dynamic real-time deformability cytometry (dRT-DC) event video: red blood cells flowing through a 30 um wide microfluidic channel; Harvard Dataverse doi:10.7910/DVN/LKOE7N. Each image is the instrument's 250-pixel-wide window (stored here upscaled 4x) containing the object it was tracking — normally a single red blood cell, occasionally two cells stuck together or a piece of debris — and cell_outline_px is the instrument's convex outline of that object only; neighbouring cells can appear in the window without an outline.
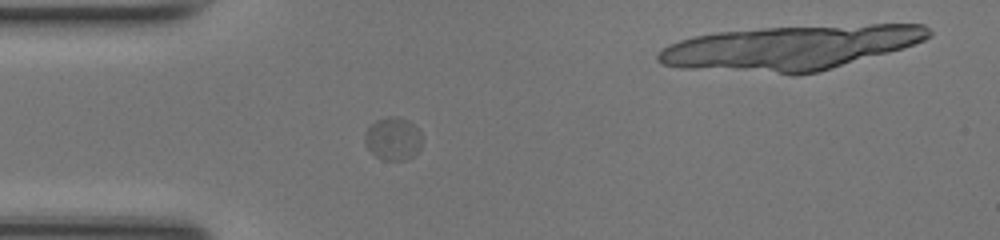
{"species": "common noctule bat (a hibernating species)", "species_latin": "Nyctalus noctula", "temperature_condition": "room temperature", "stored_images_in_passage": 37, "camera_frame_rate_fps": 3000, "um_per_image_px": 0.085, "animal": {"sex": "female", "body_mass_g": 17.0, "forearm_length_mm": 48.0}, "frame": {"image": 1, "passage_image": 1, "time_ms": 0.0, "image_size_px": [1000, 240], "cell_outline_px": [[420, 148], [412, 156], [404, 160], [384, 160], [376, 156], [364, 144], [364, 132], [376, 120], [388, 116], [400, 116], [408, 120], [420, 132]], "centroid_in_image_um": [33.37, 11.77], "position_along_channel_um": 51.6, "area_um2": 14.22}}
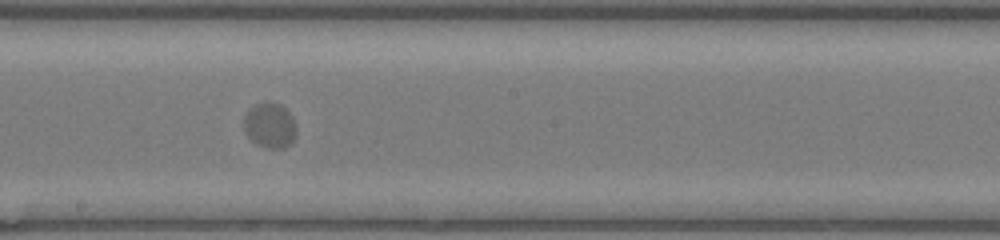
{"frame": {"image": 2, "passage_image": 14, "time_ms": 4.333, "image_size_px": [1000, 240], "cell_outline_px": [[296, 136], [284, 148], [264, 148], [256, 144], [248, 136], [244, 128], [244, 116], [248, 108], [256, 104], [268, 100], [280, 104], [292, 116], [296, 128]], "centroid_in_image_um": [22.92, 10.64], "position_along_channel_um": 225.3, "area_um2": 13.93}}
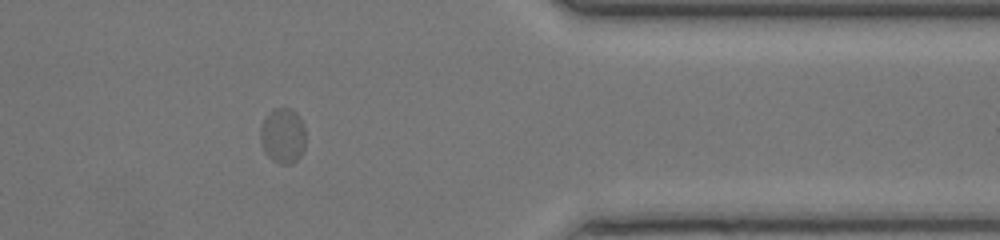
{"frame": {"image": 3, "passage_image": 27, "time_ms": 8.667, "image_size_px": [1000, 240], "cell_outline_px": [[304, 148], [300, 156], [296, 160], [288, 164], [280, 164], [272, 160], [264, 152], [260, 140], [260, 128], [264, 120], [276, 108], [292, 108], [296, 112], [304, 124]], "centroid_in_image_um": [24.04, 11.55], "position_along_channel_um": 387.4, "area_um2": 14.45}}